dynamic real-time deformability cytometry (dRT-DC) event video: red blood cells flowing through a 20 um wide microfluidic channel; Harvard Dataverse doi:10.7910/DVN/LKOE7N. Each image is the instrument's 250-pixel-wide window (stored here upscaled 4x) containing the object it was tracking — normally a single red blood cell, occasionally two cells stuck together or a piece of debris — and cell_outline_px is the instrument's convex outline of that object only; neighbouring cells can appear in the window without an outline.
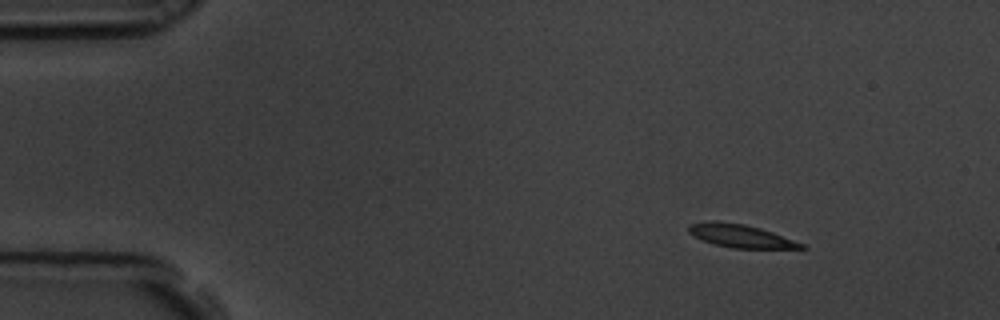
{"species": "common noctule bat (a hibernating species)", "species_latin": "Nyctalus noctula", "temperature_condition": "room temperature", "stored_images_in_passage": 6, "camera_frame_rate_fps": 3000, "um_per_image_px": 0.085, "animal": {"sex": "male", "body_mass_g": 19.5, "forearm_length_mm": 54.6}, "frame": {"image": 1, "passage_image": 2, "time_ms": 0.333, "image_size_px": [1000, 320], "cell_outline_px": [[808, 248], [732, 248], [716, 244], [704, 240], [688, 232], [688, 224], [708, 220], [716, 220], [744, 224], [760, 228], [772, 232], [804, 244]], "centroid_in_image_um": [62.92, 20.03], "position_along_channel_um": 22.1, "area_um2": 14.97}}
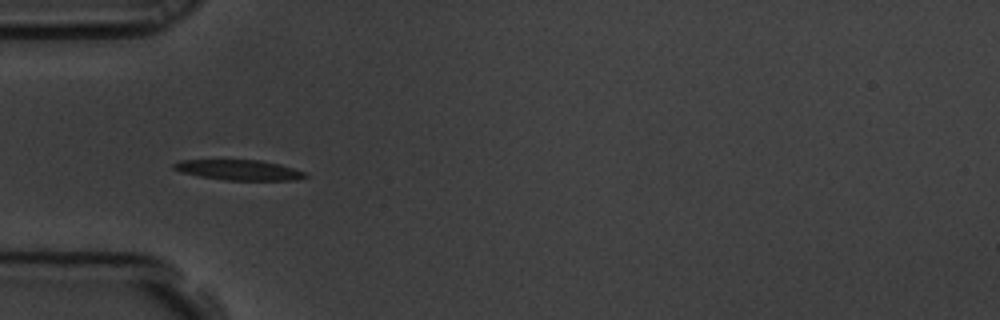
{"frame": {"image": 2, "passage_image": 5, "time_ms": 1.333, "image_size_px": [1000, 320], "cell_outline_px": [[308, 176], [296, 180], [224, 180], [200, 176], [180, 172], [172, 168], [172, 164], [180, 160], [260, 160], [280, 164], [308, 172]], "centroid_in_image_um": [20.34, 14.45], "position_along_channel_um": 64.7, "area_um2": 15.66}}
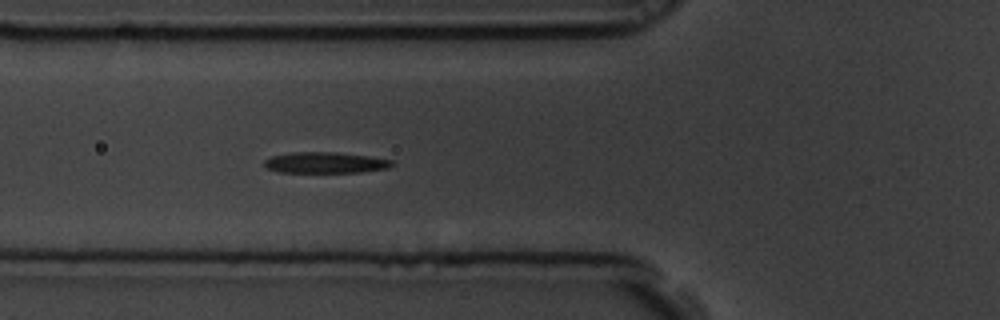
{"frame": {"image": 3, "passage_image": 6, "time_ms": 1.667, "image_size_px": [1000, 320], "cell_outline_px": [[396, 164], [388, 168], [360, 172], [280, 172], [268, 168], [264, 164], [264, 160], [272, 156], [292, 152], [336, 152], [368, 156], [392, 160]], "centroid_in_image_um": [27.68, 13.82], "position_along_channel_um": 98.1, "area_um2": 15.55}}